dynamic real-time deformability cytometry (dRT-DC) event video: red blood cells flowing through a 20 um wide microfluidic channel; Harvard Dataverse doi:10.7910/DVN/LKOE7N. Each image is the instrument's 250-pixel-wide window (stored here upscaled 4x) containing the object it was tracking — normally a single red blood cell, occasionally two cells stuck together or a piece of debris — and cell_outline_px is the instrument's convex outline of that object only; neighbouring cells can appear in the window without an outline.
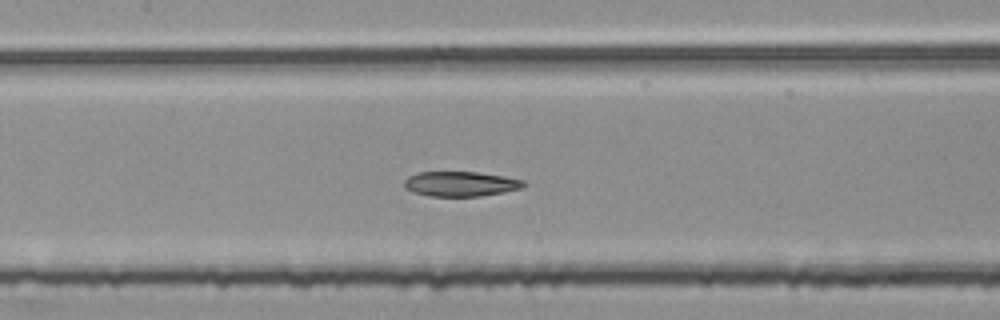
{"species": "common noctule bat (a hibernating species)", "species_latin": "Nyctalus noctula", "temperature_condition": "room temperature", "stored_images_in_passage": 46, "segment_of_instrument_passage": [2, 2], "camera_frame_rate_fps": 3000, "um_per_image_px": 0.085, "animal": {"sex": "female", "body_mass_g": 25.1}, "frame": {"image": 1, "passage_image": 19, "time_ms": 6.0, "image_size_px": [1000, 320], "cell_outline_px": [[528, 184], [520, 188], [504, 192], [480, 196], [428, 196], [412, 192], [404, 188], [404, 180], [408, 176], [420, 172], [476, 172], [504, 176], [524, 180]], "centroid_in_image_um": [39.14, 15.63], "position_along_channel_um": 168.3, "area_um2": 17.4}}
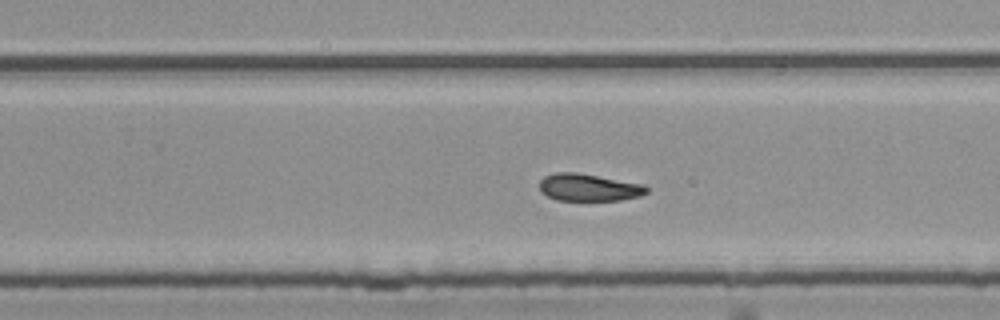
{"frame": {"image": 2, "passage_image": 28, "time_ms": 9.0, "image_size_px": [1000, 320], "cell_outline_px": [[648, 192], [640, 196], [620, 200], [556, 200], [540, 192], [540, 180], [544, 176], [556, 172], [576, 172], [644, 184], [648, 188]], "centroid_in_image_um": [50.04, 15.93], "position_along_channel_um": 279.8, "area_um2": 17.05}}
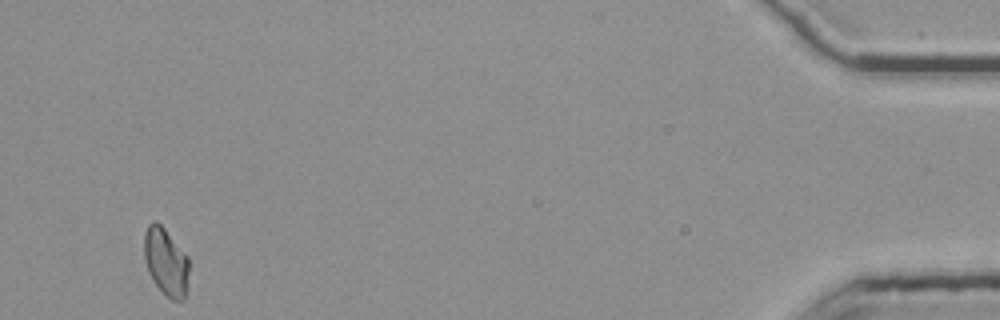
{"frame": {"image": 3, "passage_image": 46, "time_ms": 15.0, "image_size_px": [1000, 320], "cell_outline_px": [[188, 288], [184, 300], [172, 300], [152, 280], [148, 272], [144, 260], [144, 236], [148, 224], [152, 220], [156, 220], [164, 228], [188, 256]], "centroid_in_image_um": [14.1, 22.24], "position_along_channel_um": 421.1, "area_um2": 17.74}}